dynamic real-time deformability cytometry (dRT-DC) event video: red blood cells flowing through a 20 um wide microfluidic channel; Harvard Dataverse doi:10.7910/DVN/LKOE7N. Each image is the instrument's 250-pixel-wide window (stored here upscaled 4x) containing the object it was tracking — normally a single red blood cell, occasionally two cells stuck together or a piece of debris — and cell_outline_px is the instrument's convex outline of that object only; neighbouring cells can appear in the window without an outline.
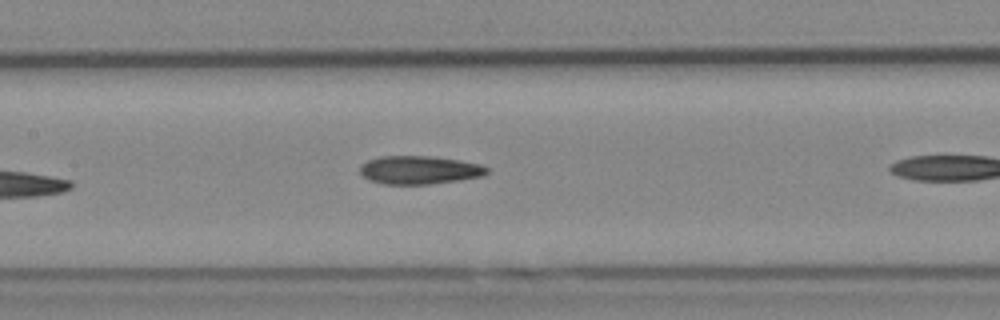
{"species": "Egyptian fruit bat (a non-hibernating species)", "species_latin": "Rousettus aegyptiacus", "temperature_condition": "cold", "stored_images_in_passage": 9, "camera_frame_rate_fps": 3000, "um_per_image_px": 0.085, "animal": {"sex": "female"}, "frame": {"image": 1, "passage_image": 8, "time_ms": 9.0, "image_size_px": [1000, 320], "cell_outline_px": [[488, 172], [484, 176], [460, 180], [428, 184], [384, 184], [368, 180], [360, 172], [360, 164], [368, 160], [380, 156], [432, 156], [460, 160], [480, 164], [488, 168]], "centroid_in_image_um": [35.65, 14.44], "position_along_channel_um": 171.8, "area_um2": 21.04}}